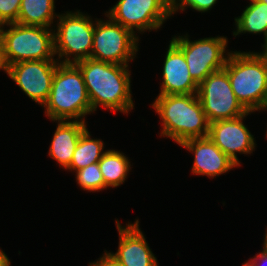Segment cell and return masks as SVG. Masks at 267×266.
<instances>
[{
    "label": "cell",
    "mask_w": 267,
    "mask_h": 266,
    "mask_svg": "<svg viewBox=\"0 0 267 266\" xmlns=\"http://www.w3.org/2000/svg\"><path fill=\"white\" fill-rule=\"evenodd\" d=\"M80 69L91 102L92 113L98 106L128 114L134 109L129 65L88 58L75 63Z\"/></svg>",
    "instance_id": "6da1fadb"
},
{
    "label": "cell",
    "mask_w": 267,
    "mask_h": 266,
    "mask_svg": "<svg viewBox=\"0 0 267 266\" xmlns=\"http://www.w3.org/2000/svg\"><path fill=\"white\" fill-rule=\"evenodd\" d=\"M161 118V137L176 144L192 138L208 137L209 122L197 93L158 95L152 104Z\"/></svg>",
    "instance_id": "7a4b0ae2"
},
{
    "label": "cell",
    "mask_w": 267,
    "mask_h": 266,
    "mask_svg": "<svg viewBox=\"0 0 267 266\" xmlns=\"http://www.w3.org/2000/svg\"><path fill=\"white\" fill-rule=\"evenodd\" d=\"M43 107L51 121L85 122V116L92 113L83 75L75 64L57 65L49 98Z\"/></svg>",
    "instance_id": "3957f363"
},
{
    "label": "cell",
    "mask_w": 267,
    "mask_h": 266,
    "mask_svg": "<svg viewBox=\"0 0 267 266\" xmlns=\"http://www.w3.org/2000/svg\"><path fill=\"white\" fill-rule=\"evenodd\" d=\"M224 69L232 90L249 112L261 111L267 104V62L259 52L231 51Z\"/></svg>",
    "instance_id": "277c9868"
},
{
    "label": "cell",
    "mask_w": 267,
    "mask_h": 266,
    "mask_svg": "<svg viewBox=\"0 0 267 266\" xmlns=\"http://www.w3.org/2000/svg\"><path fill=\"white\" fill-rule=\"evenodd\" d=\"M0 43L5 69L23 61L55 60L53 28L5 24L0 26Z\"/></svg>",
    "instance_id": "5b68a950"
},
{
    "label": "cell",
    "mask_w": 267,
    "mask_h": 266,
    "mask_svg": "<svg viewBox=\"0 0 267 266\" xmlns=\"http://www.w3.org/2000/svg\"><path fill=\"white\" fill-rule=\"evenodd\" d=\"M56 21L53 29L56 60L60 64H75L90 58L95 20L77 10L59 13Z\"/></svg>",
    "instance_id": "8992f818"
},
{
    "label": "cell",
    "mask_w": 267,
    "mask_h": 266,
    "mask_svg": "<svg viewBox=\"0 0 267 266\" xmlns=\"http://www.w3.org/2000/svg\"><path fill=\"white\" fill-rule=\"evenodd\" d=\"M108 19H96L93 36V46L90 58L129 65L128 62L137 57L139 49V35L137 36L128 28Z\"/></svg>",
    "instance_id": "52a82bcc"
},
{
    "label": "cell",
    "mask_w": 267,
    "mask_h": 266,
    "mask_svg": "<svg viewBox=\"0 0 267 266\" xmlns=\"http://www.w3.org/2000/svg\"><path fill=\"white\" fill-rule=\"evenodd\" d=\"M171 40L182 50L189 73L198 85L211 73L223 69L231 53L226 51L227 37L220 35L192 41L186 34Z\"/></svg>",
    "instance_id": "ba28073f"
},
{
    "label": "cell",
    "mask_w": 267,
    "mask_h": 266,
    "mask_svg": "<svg viewBox=\"0 0 267 266\" xmlns=\"http://www.w3.org/2000/svg\"><path fill=\"white\" fill-rule=\"evenodd\" d=\"M106 13V17L134 34H143L160 29L170 19L171 0H119Z\"/></svg>",
    "instance_id": "9c48e42d"
},
{
    "label": "cell",
    "mask_w": 267,
    "mask_h": 266,
    "mask_svg": "<svg viewBox=\"0 0 267 266\" xmlns=\"http://www.w3.org/2000/svg\"><path fill=\"white\" fill-rule=\"evenodd\" d=\"M197 95L209 123L234 119L248 112L236 98L224 68L208 75L198 86Z\"/></svg>",
    "instance_id": "30bf717a"
},
{
    "label": "cell",
    "mask_w": 267,
    "mask_h": 266,
    "mask_svg": "<svg viewBox=\"0 0 267 266\" xmlns=\"http://www.w3.org/2000/svg\"><path fill=\"white\" fill-rule=\"evenodd\" d=\"M57 60H31L14 63L5 73L32 101L43 106L49 98Z\"/></svg>",
    "instance_id": "8fae6325"
},
{
    "label": "cell",
    "mask_w": 267,
    "mask_h": 266,
    "mask_svg": "<svg viewBox=\"0 0 267 266\" xmlns=\"http://www.w3.org/2000/svg\"><path fill=\"white\" fill-rule=\"evenodd\" d=\"M226 120H218L209 124L208 137L220 148V150L232 159L238 166L240 160L238 154H251L255 150V138L247 125L243 123L249 114Z\"/></svg>",
    "instance_id": "7c38bea8"
},
{
    "label": "cell",
    "mask_w": 267,
    "mask_h": 266,
    "mask_svg": "<svg viewBox=\"0 0 267 266\" xmlns=\"http://www.w3.org/2000/svg\"><path fill=\"white\" fill-rule=\"evenodd\" d=\"M179 146L194 153L191 172L195 175L216 178L239 167L209 137L188 139Z\"/></svg>",
    "instance_id": "4fadbf2b"
},
{
    "label": "cell",
    "mask_w": 267,
    "mask_h": 266,
    "mask_svg": "<svg viewBox=\"0 0 267 266\" xmlns=\"http://www.w3.org/2000/svg\"><path fill=\"white\" fill-rule=\"evenodd\" d=\"M119 233L116 253L110 252L123 266H158V261L139 228V219L122 226L115 221Z\"/></svg>",
    "instance_id": "5bb4252c"
},
{
    "label": "cell",
    "mask_w": 267,
    "mask_h": 266,
    "mask_svg": "<svg viewBox=\"0 0 267 266\" xmlns=\"http://www.w3.org/2000/svg\"><path fill=\"white\" fill-rule=\"evenodd\" d=\"M162 83L158 95H178L198 93V84L189 73V68L182 50L170 40L166 51Z\"/></svg>",
    "instance_id": "9a60e30c"
},
{
    "label": "cell",
    "mask_w": 267,
    "mask_h": 266,
    "mask_svg": "<svg viewBox=\"0 0 267 266\" xmlns=\"http://www.w3.org/2000/svg\"><path fill=\"white\" fill-rule=\"evenodd\" d=\"M58 123L48 150L49 157L65 170L70 166L73 153L81 134L87 129L86 122L81 121H53Z\"/></svg>",
    "instance_id": "2e32d148"
},
{
    "label": "cell",
    "mask_w": 267,
    "mask_h": 266,
    "mask_svg": "<svg viewBox=\"0 0 267 266\" xmlns=\"http://www.w3.org/2000/svg\"><path fill=\"white\" fill-rule=\"evenodd\" d=\"M58 16L55 0H21L17 23L53 28V21Z\"/></svg>",
    "instance_id": "e0dca14e"
},
{
    "label": "cell",
    "mask_w": 267,
    "mask_h": 266,
    "mask_svg": "<svg viewBox=\"0 0 267 266\" xmlns=\"http://www.w3.org/2000/svg\"><path fill=\"white\" fill-rule=\"evenodd\" d=\"M104 178V189L118 187L125 183L131 170V162L124 153L108 149L98 162Z\"/></svg>",
    "instance_id": "ac0fdd59"
},
{
    "label": "cell",
    "mask_w": 267,
    "mask_h": 266,
    "mask_svg": "<svg viewBox=\"0 0 267 266\" xmlns=\"http://www.w3.org/2000/svg\"><path fill=\"white\" fill-rule=\"evenodd\" d=\"M249 5L245 7L241 16L235 17L236 30L233 36L240 34H263L264 42L267 40V4L258 0H249Z\"/></svg>",
    "instance_id": "d6986e66"
},
{
    "label": "cell",
    "mask_w": 267,
    "mask_h": 266,
    "mask_svg": "<svg viewBox=\"0 0 267 266\" xmlns=\"http://www.w3.org/2000/svg\"><path fill=\"white\" fill-rule=\"evenodd\" d=\"M105 152L104 142L101 139L91 138L87 128L80 136L67 170L76 172L90 164L97 163Z\"/></svg>",
    "instance_id": "ffe728a7"
},
{
    "label": "cell",
    "mask_w": 267,
    "mask_h": 266,
    "mask_svg": "<svg viewBox=\"0 0 267 266\" xmlns=\"http://www.w3.org/2000/svg\"><path fill=\"white\" fill-rule=\"evenodd\" d=\"M75 173L76 182L82 190L88 192L104 190V178L98 162L77 170Z\"/></svg>",
    "instance_id": "44dd1931"
},
{
    "label": "cell",
    "mask_w": 267,
    "mask_h": 266,
    "mask_svg": "<svg viewBox=\"0 0 267 266\" xmlns=\"http://www.w3.org/2000/svg\"><path fill=\"white\" fill-rule=\"evenodd\" d=\"M218 0H171V15L178 11H185L192 8L198 12L204 13L212 9Z\"/></svg>",
    "instance_id": "7402d4cb"
},
{
    "label": "cell",
    "mask_w": 267,
    "mask_h": 266,
    "mask_svg": "<svg viewBox=\"0 0 267 266\" xmlns=\"http://www.w3.org/2000/svg\"><path fill=\"white\" fill-rule=\"evenodd\" d=\"M21 0H0V26L17 23Z\"/></svg>",
    "instance_id": "603a6c76"
},
{
    "label": "cell",
    "mask_w": 267,
    "mask_h": 266,
    "mask_svg": "<svg viewBox=\"0 0 267 266\" xmlns=\"http://www.w3.org/2000/svg\"><path fill=\"white\" fill-rule=\"evenodd\" d=\"M104 252L97 261L89 263V266H123L110 252Z\"/></svg>",
    "instance_id": "cb8c5ba5"
},
{
    "label": "cell",
    "mask_w": 267,
    "mask_h": 266,
    "mask_svg": "<svg viewBox=\"0 0 267 266\" xmlns=\"http://www.w3.org/2000/svg\"><path fill=\"white\" fill-rule=\"evenodd\" d=\"M249 259L242 266H267V250L263 248L262 252L257 253L253 258Z\"/></svg>",
    "instance_id": "d4e9b609"
},
{
    "label": "cell",
    "mask_w": 267,
    "mask_h": 266,
    "mask_svg": "<svg viewBox=\"0 0 267 266\" xmlns=\"http://www.w3.org/2000/svg\"><path fill=\"white\" fill-rule=\"evenodd\" d=\"M10 263L9 257L0 249V266H11Z\"/></svg>",
    "instance_id": "484cf974"
},
{
    "label": "cell",
    "mask_w": 267,
    "mask_h": 266,
    "mask_svg": "<svg viewBox=\"0 0 267 266\" xmlns=\"http://www.w3.org/2000/svg\"><path fill=\"white\" fill-rule=\"evenodd\" d=\"M262 48L263 51H261L260 54L265 58L267 62V40L265 41L264 44H262Z\"/></svg>",
    "instance_id": "4316f807"
},
{
    "label": "cell",
    "mask_w": 267,
    "mask_h": 266,
    "mask_svg": "<svg viewBox=\"0 0 267 266\" xmlns=\"http://www.w3.org/2000/svg\"><path fill=\"white\" fill-rule=\"evenodd\" d=\"M0 70H4L5 71V67L3 65L2 57H1V43H0Z\"/></svg>",
    "instance_id": "83f0119b"
},
{
    "label": "cell",
    "mask_w": 267,
    "mask_h": 266,
    "mask_svg": "<svg viewBox=\"0 0 267 266\" xmlns=\"http://www.w3.org/2000/svg\"><path fill=\"white\" fill-rule=\"evenodd\" d=\"M264 236H265V238H264L263 248L267 250V229L265 231V235Z\"/></svg>",
    "instance_id": "f1b7e54d"
},
{
    "label": "cell",
    "mask_w": 267,
    "mask_h": 266,
    "mask_svg": "<svg viewBox=\"0 0 267 266\" xmlns=\"http://www.w3.org/2000/svg\"><path fill=\"white\" fill-rule=\"evenodd\" d=\"M263 110H267V104L262 108V111H263ZM265 135H266V137H267V131H266V134H265Z\"/></svg>",
    "instance_id": "f546056e"
},
{
    "label": "cell",
    "mask_w": 267,
    "mask_h": 266,
    "mask_svg": "<svg viewBox=\"0 0 267 266\" xmlns=\"http://www.w3.org/2000/svg\"><path fill=\"white\" fill-rule=\"evenodd\" d=\"M258 1H260V2H262L264 4H267V0H258Z\"/></svg>",
    "instance_id": "4dcf8cb0"
}]
</instances>
